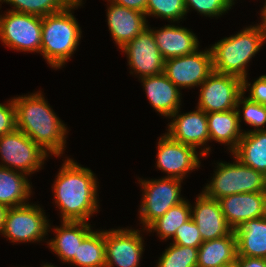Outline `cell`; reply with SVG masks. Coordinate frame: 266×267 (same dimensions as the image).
Returning a JSON list of instances; mask_svg holds the SVG:
<instances>
[{
	"instance_id": "1",
	"label": "cell",
	"mask_w": 266,
	"mask_h": 267,
	"mask_svg": "<svg viewBox=\"0 0 266 267\" xmlns=\"http://www.w3.org/2000/svg\"><path fill=\"white\" fill-rule=\"evenodd\" d=\"M96 180L91 169L82 167L72 158L64 160L52 187L62 221L87 222L98 212L99 182Z\"/></svg>"
},
{
	"instance_id": "2",
	"label": "cell",
	"mask_w": 266,
	"mask_h": 267,
	"mask_svg": "<svg viewBox=\"0 0 266 267\" xmlns=\"http://www.w3.org/2000/svg\"><path fill=\"white\" fill-rule=\"evenodd\" d=\"M16 128L48 154L61 156L66 147L67 127L51 109L41 91L13 98Z\"/></svg>"
},
{
	"instance_id": "3",
	"label": "cell",
	"mask_w": 266,
	"mask_h": 267,
	"mask_svg": "<svg viewBox=\"0 0 266 267\" xmlns=\"http://www.w3.org/2000/svg\"><path fill=\"white\" fill-rule=\"evenodd\" d=\"M82 1L73 0L63 10L42 17L40 54L54 69L67 63L79 45L82 31L71 11Z\"/></svg>"
},
{
	"instance_id": "4",
	"label": "cell",
	"mask_w": 266,
	"mask_h": 267,
	"mask_svg": "<svg viewBox=\"0 0 266 267\" xmlns=\"http://www.w3.org/2000/svg\"><path fill=\"white\" fill-rule=\"evenodd\" d=\"M259 24L250 25L211 46L213 71L233 75L242 80L247 77L248 62L266 41V26Z\"/></svg>"
},
{
	"instance_id": "5",
	"label": "cell",
	"mask_w": 266,
	"mask_h": 267,
	"mask_svg": "<svg viewBox=\"0 0 266 267\" xmlns=\"http://www.w3.org/2000/svg\"><path fill=\"white\" fill-rule=\"evenodd\" d=\"M234 159L233 163L217 162L212 180L202 190L205 196L219 200L233 194L264 192L266 176Z\"/></svg>"
},
{
	"instance_id": "6",
	"label": "cell",
	"mask_w": 266,
	"mask_h": 267,
	"mask_svg": "<svg viewBox=\"0 0 266 267\" xmlns=\"http://www.w3.org/2000/svg\"><path fill=\"white\" fill-rule=\"evenodd\" d=\"M0 167L30 175L42 169L49 154L21 130L0 137Z\"/></svg>"
},
{
	"instance_id": "7",
	"label": "cell",
	"mask_w": 266,
	"mask_h": 267,
	"mask_svg": "<svg viewBox=\"0 0 266 267\" xmlns=\"http://www.w3.org/2000/svg\"><path fill=\"white\" fill-rule=\"evenodd\" d=\"M142 186V199L139 210L140 223L146 230L155 220L163 216L171 207L181 203V182L176 178L138 180Z\"/></svg>"
},
{
	"instance_id": "8",
	"label": "cell",
	"mask_w": 266,
	"mask_h": 267,
	"mask_svg": "<svg viewBox=\"0 0 266 267\" xmlns=\"http://www.w3.org/2000/svg\"><path fill=\"white\" fill-rule=\"evenodd\" d=\"M42 17L8 10L0 15V40L17 51L41 50Z\"/></svg>"
},
{
	"instance_id": "9",
	"label": "cell",
	"mask_w": 266,
	"mask_h": 267,
	"mask_svg": "<svg viewBox=\"0 0 266 267\" xmlns=\"http://www.w3.org/2000/svg\"><path fill=\"white\" fill-rule=\"evenodd\" d=\"M44 210L34 204L8 208L2 234L11 242L26 243L44 241L49 225Z\"/></svg>"
},
{
	"instance_id": "10",
	"label": "cell",
	"mask_w": 266,
	"mask_h": 267,
	"mask_svg": "<svg viewBox=\"0 0 266 267\" xmlns=\"http://www.w3.org/2000/svg\"><path fill=\"white\" fill-rule=\"evenodd\" d=\"M242 86L243 81L239 77L213 71L200 85L197 108L206 114L236 109L243 93Z\"/></svg>"
},
{
	"instance_id": "11",
	"label": "cell",
	"mask_w": 266,
	"mask_h": 267,
	"mask_svg": "<svg viewBox=\"0 0 266 267\" xmlns=\"http://www.w3.org/2000/svg\"><path fill=\"white\" fill-rule=\"evenodd\" d=\"M212 72V53L209 48L164 61L163 73L179 89L200 86Z\"/></svg>"
},
{
	"instance_id": "12",
	"label": "cell",
	"mask_w": 266,
	"mask_h": 267,
	"mask_svg": "<svg viewBox=\"0 0 266 267\" xmlns=\"http://www.w3.org/2000/svg\"><path fill=\"white\" fill-rule=\"evenodd\" d=\"M139 230H105V267H139L143 254V237Z\"/></svg>"
},
{
	"instance_id": "13",
	"label": "cell",
	"mask_w": 266,
	"mask_h": 267,
	"mask_svg": "<svg viewBox=\"0 0 266 267\" xmlns=\"http://www.w3.org/2000/svg\"><path fill=\"white\" fill-rule=\"evenodd\" d=\"M131 68L130 74L139 78L159 75L164 72V59L158 49L153 32L148 26L123 48ZM133 70V71H132Z\"/></svg>"
},
{
	"instance_id": "14",
	"label": "cell",
	"mask_w": 266,
	"mask_h": 267,
	"mask_svg": "<svg viewBox=\"0 0 266 267\" xmlns=\"http://www.w3.org/2000/svg\"><path fill=\"white\" fill-rule=\"evenodd\" d=\"M158 140L156 167L166 172L165 177L183 180L187 173L200 167L195 147L177 142L166 133Z\"/></svg>"
},
{
	"instance_id": "15",
	"label": "cell",
	"mask_w": 266,
	"mask_h": 267,
	"mask_svg": "<svg viewBox=\"0 0 266 267\" xmlns=\"http://www.w3.org/2000/svg\"><path fill=\"white\" fill-rule=\"evenodd\" d=\"M197 110L179 114L178 109L169 117L168 132L166 133L173 140L195 147L206 146V142L210 141L208 131L207 114L198 108Z\"/></svg>"
},
{
	"instance_id": "16",
	"label": "cell",
	"mask_w": 266,
	"mask_h": 267,
	"mask_svg": "<svg viewBox=\"0 0 266 267\" xmlns=\"http://www.w3.org/2000/svg\"><path fill=\"white\" fill-rule=\"evenodd\" d=\"M191 206V218L197 225L203 241L227 236L232 229L227 224L218 200L198 194ZM193 208V209H192Z\"/></svg>"
},
{
	"instance_id": "17",
	"label": "cell",
	"mask_w": 266,
	"mask_h": 267,
	"mask_svg": "<svg viewBox=\"0 0 266 267\" xmlns=\"http://www.w3.org/2000/svg\"><path fill=\"white\" fill-rule=\"evenodd\" d=\"M110 2L107 8V23L111 37L121 49L148 27L144 13Z\"/></svg>"
},
{
	"instance_id": "18",
	"label": "cell",
	"mask_w": 266,
	"mask_h": 267,
	"mask_svg": "<svg viewBox=\"0 0 266 267\" xmlns=\"http://www.w3.org/2000/svg\"><path fill=\"white\" fill-rule=\"evenodd\" d=\"M218 201L225 220L233 231L248 220L262 217L263 193L233 194Z\"/></svg>"
},
{
	"instance_id": "19",
	"label": "cell",
	"mask_w": 266,
	"mask_h": 267,
	"mask_svg": "<svg viewBox=\"0 0 266 267\" xmlns=\"http://www.w3.org/2000/svg\"><path fill=\"white\" fill-rule=\"evenodd\" d=\"M143 83L150 105L161 116L170 117L181 105L180 89L164 73L139 79Z\"/></svg>"
},
{
	"instance_id": "20",
	"label": "cell",
	"mask_w": 266,
	"mask_h": 267,
	"mask_svg": "<svg viewBox=\"0 0 266 267\" xmlns=\"http://www.w3.org/2000/svg\"><path fill=\"white\" fill-rule=\"evenodd\" d=\"M151 30L164 60L189 55L199 49L198 38L190 29L172 24Z\"/></svg>"
},
{
	"instance_id": "21",
	"label": "cell",
	"mask_w": 266,
	"mask_h": 267,
	"mask_svg": "<svg viewBox=\"0 0 266 267\" xmlns=\"http://www.w3.org/2000/svg\"><path fill=\"white\" fill-rule=\"evenodd\" d=\"M62 225L54 228L55 237L47 242L52 252L62 263H69L77 254L83 240L92 232L88 222L61 221Z\"/></svg>"
},
{
	"instance_id": "22",
	"label": "cell",
	"mask_w": 266,
	"mask_h": 267,
	"mask_svg": "<svg viewBox=\"0 0 266 267\" xmlns=\"http://www.w3.org/2000/svg\"><path fill=\"white\" fill-rule=\"evenodd\" d=\"M235 234L237 256L266 258V220L263 217L244 222Z\"/></svg>"
},
{
	"instance_id": "23",
	"label": "cell",
	"mask_w": 266,
	"mask_h": 267,
	"mask_svg": "<svg viewBox=\"0 0 266 267\" xmlns=\"http://www.w3.org/2000/svg\"><path fill=\"white\" fill-rule=\"evenodd\" d=\"M210 141L226 144L232 153L243 136L236 109L207 113Z\"/></svg>"
},
{
	"instance_id": "24",
	"label": "cell",
	"mask_w": 266,
	"mask_h": 267,
	"mask_svg": "<svg viewBox=\"0 0 266 267\" xmlns=\"http://www.w3.org/2000/svg\"><path fill=\"white\" fill-rule=\"evenodd\" d=\"M197 267H219L234 262L237 258V238L235 231L227 236L203 241L198 248Z\"/></svg>"
},
{
	"instance_id": "25",
	"label": "cell",
	"mask_w": 266,
	"mask_h": 267,
	"mask_svg": "<svg viewBox=\"0 0 266 267\" xmlns=\"http://www.w3.org/2000/svg\"><path fill=\"white\" fill-rule=\"evenodd\" d=\"M233 157L266 176V130L243 132Z\"/></svg>"
},
{
	"instance_id": "26",
	"label": "cell",
	"mask_w": 266,
	"mask_h": 267,
	"mask_svg": "<svg viewBox=\"0 0 266 267\" xmlns=\"http://www.w3.org/2000/svg\"><path fill=\"white\" fill-rule=\"evenodd\" d=\"M31 187L25 173L0 167V204L7 208L28 204Z\"/></svg>"
},
{
	"instance_id": "27",
	"label": "cell",
	"mask_w": 266,
	"mask_h": 267,
	"mask_svg": "<svg viewBox=\"0 0 266 267\" xmlns=\"http://www.w3.org/2000/svg\"><path fill=\"white\" fill-rule=\"evenodd\" d=\"M68 264L77 267H105V230H93Z\"/></svg>"
},
{
	"instance_id": "28",
	"label": "cell",
	"mask_w": 266,
	"mask_h": 267,
	"mask_svg": "<svg viewBox=\"0 0 266 267\" xmlns=\"http://www.w3.org/2000/svg\"><path fill=\"white\" fill-rule=\"evenodd\" d=\"M191 218V204L184 200L171 207L163 216L155 220L146 232H157L160 239L166 241L174 237L177 229Z\"/></svg>"
},
{
	"instance_id": "29",
	"label": "cell",
	"mask_w": 266,
	"mask_h": 267,
	"mask_svg": "<svg viewBox=\"0 0 266 267\" xmlns=\"http://www.w3.org/2000/svg\"><path fill=\"white\" fill-rule=\"evenodd\" d=\"M73 0H0L13 6L11 11L44 17L63 10Z\"/></svg>"
},
{
	"instance_id": "30",
	"label": "cell",
	"mask_w": 266,
	"mask_h": 267,
	"mask_svg": "<svg viewBox=\"0 0 266 267\" xmlns=\"http://www.w3.org/2000/svg\"><path fill=\"white\" fill-rule=\"evenodd\" d=\"M157 262V267H197L198 248L170 243Z\"/></svg>"
},
{
	"instance_id": "31",
	"label": "cell",
	"mask_w": 266,
	"mask_h": 267,
	"mask_svg": "<svg viewBox=\"0 0 266 267\" xmlns=\"http://www.w3.org/2000/svg\"><path fill=\"white\" fill-rule=\"evenodd\" d=\"M242 106V111H240L239 107ZM237 113L239 115V123L241 122V119L245 121V123L249 124L250 126L255 127L256 129L249 130L247 132L251 131H262L266 130V106L259 104L255 101L250 100L248 97L244 96V93H242L239 96L237 106H236ZM241 112L243 113V116L241 115ZM242 116V117H240Z\"/></svg>"
},
{
	"instance_id": "32",
	"label": "cell",
	"mask_w": 266,
	"mask_h": 267,
	"mask_svg": "<svg viewBox=\"0 0 266 267\" xmlns=\"http://www.w3.org/2000/svg\"><path fill=\"white\" fill-rule=\"evenodd\" d=\"M186 14L184 0H147L146 17L153 15L176 22Z\"/></svg>"
},
{
	"instance_id": "33",
	"label": "cell",
	"mask_w": 266,
	"mask_h": 267,
	"mask_svg": "<svg viewBox=\"0 0 266 267\" xmlns=\"http://www.w3.org/2000/svg\"><path fill=\"white\" fill-rule=\"evenodd\" d=\"M184 5L187 13L193 8L201 15L218 17L230 10L234 4L230 0H184Z\"/></svg>"
},
{
	"instance_id": "34",
	"label": "cell",
	"mask_w": 266,
	"mask_h": 267,
	"mask_svg": "<svg viewBox=\"0 0 266 267\" xmlns=\"http://www.w3.org/2000/svg\"><path fill=\"white\" fill-rule=\"evenodd\" d=\"M202 243L199 229L192 218L180 226L173 237V244L181 246L199 248Z\"/></svg>"
},
{
	"instance_id": "35",
	"label": "cell",
	"mask_w": 266,
	"mask_h": 267,
	"mask_svg": "<svg viewBox=\"0 0 266 267\" xmlns=\"http://www.w3.org/2000/svg\"><path fill=\"white\" fill-rule=\"evenodd\" d=\"M242 81L243 93L245 94V92L248 90V87H250V94L248 98L252 101L266 106V75H261L252 83V85L251 83H248L247 77Z\"/></svg>"
},
{
	"instance_id": "36",
	"label": "cell",
	"mask_w": 266,
	"mask_h": 267,
	"mask_svg": "<svg viewBox=\"0 0 266 267\" xmlns=\"http://www.w3.org/2000/svg\"><path fill=\"white\" fill-rule=\"evenodd\" d=\"M16 128L15 105L13 98L9 103H0V137Z\"/></svg>"
},
{
	"instance_id": "37",
	"label": "cell",
	"mask_w": 266,
	"mask_h": 267,
	"mask_svg": "<svg viewBox=\"0 0 266 267\" xmlns=\"http://www.w3.org/2000/svg\"><path fill=\"white\" fill-rule=\"evenodd\" d=\"M117 5L142 12L146 16L147 0H111Z\"/></svg>"
},
{
	"instance_id": "38",
	"label": "cell",
	"mask_w": 266,
	"mask_h": 267,
	"mask_svg": "<svg viewBox=\"0 0 266 267\" xmlns=\"http://www.w3.org/2000/svg\"><path fill=\"white\" fill-rule=\"evenodd\" d=\"M238 267H266V258L237 256Z\"/></svg>"
},
{
	"instance_id": "39",
	"label": "cell",
	"mask_w": 266,
	"mask_h": 267,
	"mask_svg": "<svg viewBox=\"0 0 266 267\" xmlns=\"http://www.w3.org/2000/svg\"><path fill=\"white\" fill-rule=\"evenodd\" d=\"M7 207L5 205L0 204V233L2 234L5 222V216L7 212Z\"/></svg>"
},
{
	"instance_id": "40",
	"label": "cell",
	"mask_w": 266,
	"mask_h": 267,
	"mask_svg": "<svg viewBox=\"0 0 266 267\" xmlns=\"http://www.w3.org/2000/svg\"><path fill=\"white\" fill-rule=\"evenodd\" d=\"M266 1V0H265ZM263 8L261 10V23H263L266 26V2L264 3Z\"/></svg>"
},
{
	"instance_id": "41",
	"label": "cell",
	"mask_w": 266,
	"mask_h": 267,
	"mask_svg": "<svg viewBox=\"0 0 266 267\" xmlns=\"http://www.w3.org/2000/svg\"><path fill=\"white\" fill-rule=\"evenodd\" d=\"M262 217L266 220V188L263 192V213Z\"/></svg>"
},
{
	"instance_id": "42",
	"label": "cell",
	"mask_w": 266,
	"mask_h": 267,
	"mask_svg": "<svg viewBox=\"0 0 266 267\" xmlns=\"http://www.w3.org/2000/svg\"><path fill=\"white\" fill-rule=\"evenodd\" d=\"M219 267H238L237 266V258H236V261L221 265Z\"/></svg>"
},
{
	"instance_id": "43",
	"label": "cell",
	"mask_w": 266,
	"mask_h": 267,
	"mask_svg": "<svg viewBox=\"0 0 266 267\" xmlns=\"http://www.w3.org/2000/svg\"><path fill=\"white\" fill-rule=\"evenodd\" d=\"M42 267H55V266L54 265H51V264H44Z\"/></svg>"
}]
</instances>
